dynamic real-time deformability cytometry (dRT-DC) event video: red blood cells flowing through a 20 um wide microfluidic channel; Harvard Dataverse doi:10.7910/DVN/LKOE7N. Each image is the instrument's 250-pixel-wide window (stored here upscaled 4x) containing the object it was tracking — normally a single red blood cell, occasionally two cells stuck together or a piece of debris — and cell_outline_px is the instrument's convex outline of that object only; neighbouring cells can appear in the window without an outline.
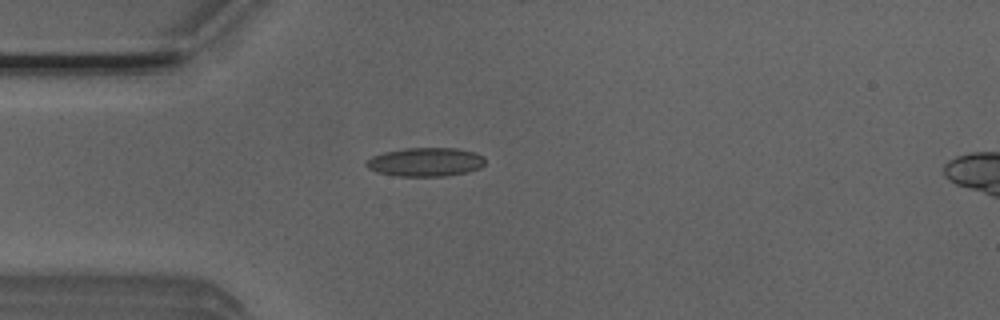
{"species": "Egyptian fruit bat (a non-hibernating species)", "species_latin": "Rousettus aegyptiacus", "temperature_condition": "room temperature", "stored_images_in_passage": 4, "camera_frame_rate_fps": 3000, "um_per_image_px": 0.085, "animal": {"sex": "male"}, "frame": {"image": 1, "passage_image": 3, "time_ms": 0.667, "image_size_px": [1000, 320], "cell_outline_px": [[484, 164], [480, 168], [468, 172], [448, 176], [396, 176], [376, 172], [368, 168], [364, 164], [364, 160], [372, 156], [384, 152], [404, 148], [456, 148], [476, 152], [484, 156]], "centroid_in_image_um": [36.15, 13.77], "position_along_channel_um": 48.8, "area_um2": 20.23}}